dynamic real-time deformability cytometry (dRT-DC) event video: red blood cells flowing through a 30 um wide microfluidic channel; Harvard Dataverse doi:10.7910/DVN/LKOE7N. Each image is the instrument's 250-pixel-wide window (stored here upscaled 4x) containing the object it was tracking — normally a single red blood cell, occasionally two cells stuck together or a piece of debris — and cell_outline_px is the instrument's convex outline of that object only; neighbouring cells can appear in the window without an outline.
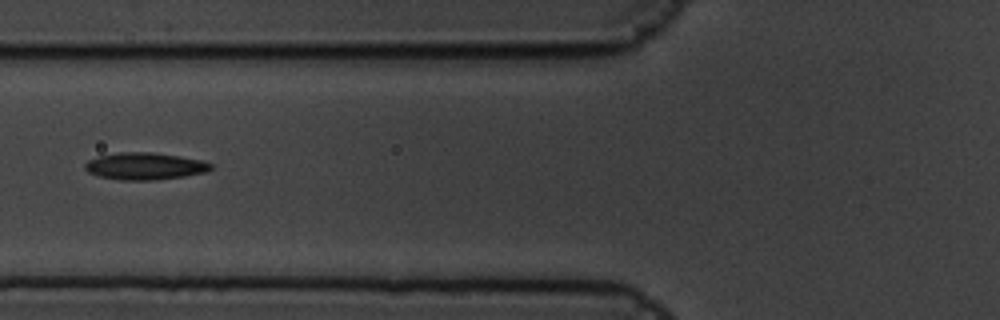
{"species": "common noctule bat (a hibernating species)", "species_latin": "Nyctalus noctula", "temperature_condition": "cold", "stored_images_in_passage": 8, "camera_frame_rate_fps": 3000, "um_per_image_px": 0.085, "animal": {"sex": "male", "body_mass_g": 19.5, "forearm_length_mm": 54.6}, "frame": {"image": 1, "passage_image": 4, "time_ms": 1.0, "image_size_px": [1000, 320], "cell_outline_px": [[212, 168], [204, 172], [184, 176], [156, 180], [120, 180], [96, 176], [88, 172], [84, 168], [84, 164], [88, 160], [100, 156], [120, 152], [152, 152], [200, 160], [212, 164]], "centroid_in_image_um": [12.25, 14.13], "position_along_channel_um": 113.5, "area_um2": 19.71}}
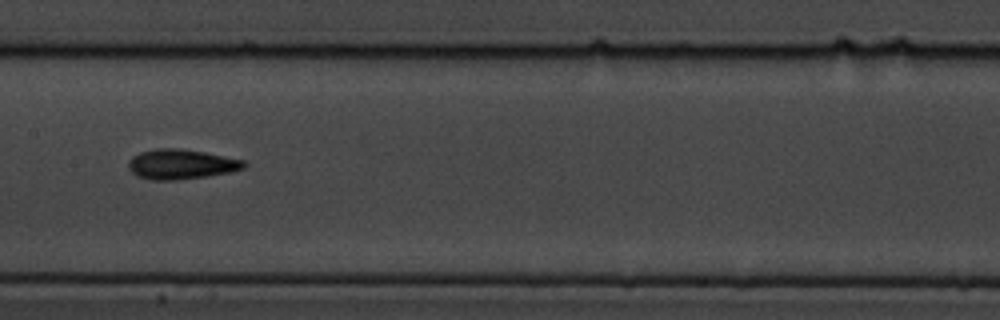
{"frame": {"image": 2, "passage_image": 6, "time_ms": 1.667, "image_size_px": [1000, 320], "cell_outline_px": [[248, 164], [244, 168], [228, 172], [180, 180], [152, 180], [136, 176], [128, 168], [128, 160], [132, 156], [140, 152], [156, 148], [180, 148], [204, 152], [244, 160]], "centroid_in_image_um": [15.36, 13.95], "position_along_channel_um": 192.0, "area_um2": 20.17}}
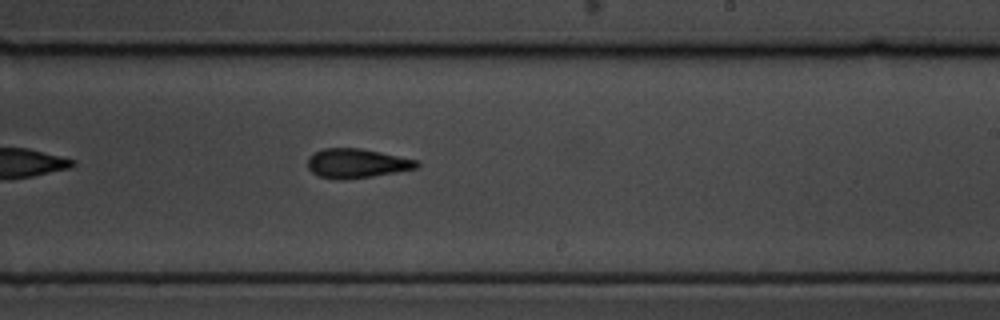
{"frame": {"image": 3, "passage_image": 8, "time_ms": 2.333, "image_size_px": [1000, 320], "cell_outline_px": [[420, 164], [416, 168], [396, 172], [372, 176], [340, 180], [320, 176], [312, 172], [308, 168], [308, 156], [324, 148], [360, 148], [380, 152], [416, 160]], "centroid_in_image_um": [30.3, 13.88], "position_along_channel_um": 258.7, "area_um2": 18.38}}